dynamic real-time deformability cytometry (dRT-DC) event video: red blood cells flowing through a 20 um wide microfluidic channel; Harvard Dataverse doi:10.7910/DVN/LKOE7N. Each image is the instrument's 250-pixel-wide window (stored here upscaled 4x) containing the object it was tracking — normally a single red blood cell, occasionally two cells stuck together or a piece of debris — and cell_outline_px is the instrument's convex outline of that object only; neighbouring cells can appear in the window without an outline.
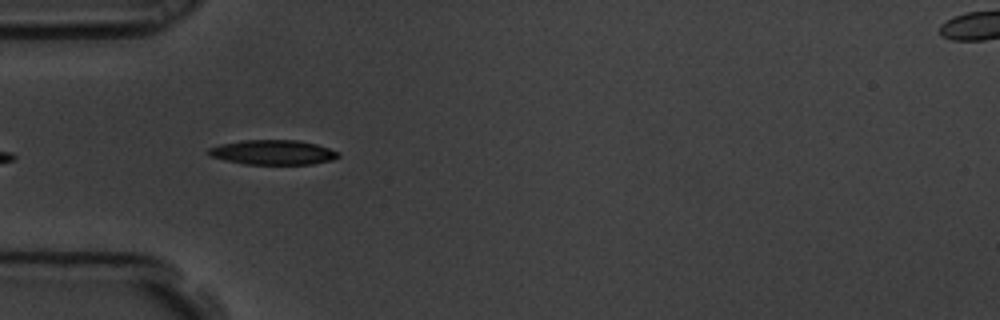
{"species": "common noctule bat (a hibernating species)", "species_latin": "Nyctalus noctula", "temperature_condition": "room temperature", "stored_images_in_passage": 26, "camera_frame_rate_fps": 3000, "um_per_image_px": 0.085, "animal": {"sex": "male", "body_mass_g": 19.5, "forearm_length_mm": 54.6}, "frame": {"image": 1, "passage_image": 1, "time_ms": 0.0, "image_size_px": [1000, 320], "cell_outline_px": [[340, 156], [332, 160], [312, 164], [244, 164], [224, 160], [208, 156], [204, 152], [208, 148], [220, 144], [244, 140], [300, 140], [316, 144], [340, 152]], "centroid_in_image_um": [23.16, 12.95], "position_along_channel_um": 61.8, "area_um2": 18.9}}